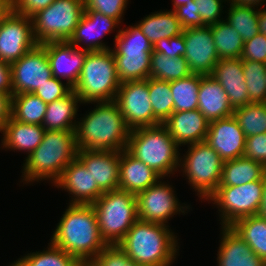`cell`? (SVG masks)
<instances>
[{"label": "cell", "mask_w": 266, "mask_h": 266, "mask_svg": "<svg viewBox=\"0 0 266 266\" xmlns=\"http://www.w3.org/2000/svg\"><path fill=\"white\" fill-rule=\"evenodd\" d=\"M229 1L230 5H241V6L254 8L256 6L262 5V2L264 5V2L266 0H229Z\"/></svg>", "instance_id": "obj_52"}, {"label": "cell", "mask_w": 266, "mask_h": 266, "mask_svg": "<svg viewBox=\"0 0 266 266\" xmlns=\"http://www.w3.org/2000/svg\"><path fill=\"white\" fill-rule=\"evenodd\" d=\"M71 90L72 87L67 83L63 84L61 79H57L53 76L43 85L39 86L33 94L40 97L46 104H49L55 100L63 98Z\"/></svg>", "instance_id": "obj_43"}, {"label": "cell", "mask_w": 266, "mask_h": 266, "mask_svg": "<svg viewBox=\"0 0 266 266\" xmlns=\"http://www.w3.org/2000/svg\"><path fill=\"white\" fill-rule=\"evenodd\" d=\"M77 266H94L92 262H80Z\"/></svg>", "instance_id": "obj_57"}, {"label": "cell", "mask_w": 266, "mask_h": 266, "mask_svg": "<svg viewBox=\"0 0 266 266\" xmlns=\"http://www.w3.org/2000/svg\"><path fill=\"white\" fill-rule=\"evenodd\" d=\"M11 9L10 0H0V19Z\"/></svg>", "instance_id": "obj_55"}, {"label": "cell", "mask_w": 266, "mask_h": 266, "mask_svg": "<svg viewBox=\"0 0 266 266\" xmlns=\"http://www.w3.org/2000/svg\"><path fill=\"white\" fill-rule=\"evenodd\" d=\"M205 142L227 161L244 155L246 136L232 115L211 121Z\"/></svg>", "instance_id": "obj_17"}, {"label": "cell", "mask_w": 266, "mask_h": 266, "mask_svg": "<svg viewBox=\"0 0 266 266\" xmlns=\"http://www.w3.org/2000/svg\"><path fill=\"white\" fill-rule=\"evenodd\" d=\"M197 8V14L202 18L206 26H211L217 22L223 21V2L226 0H194Z\"/></svg>", "instance_id": "obj_44"}, {"label": "cell", "mask_w": 266, "mask_h": 266, "mask_svg": "<svg viewBox=\"0 0 266 266\" xmlns=\"http://www.w3.org/2000/svg\"><path fill=\"white\" fill-rule=\"evenodd\" d=\"M114 39L115 47L111 50L119 82L149 78L153 45L139 26L136 24L124 30L120 29Z\"/></svg>", "instance_id": "obj_8"}, {"label": "cell", "mask_w": 266, "mask_h": 266, "mask_svg": "<svg viewBox=\"0 0 266 266\" xmlns=\"http://www.w3.org/2000/svg\"><path fill=\"white\" fill-rule=\"evenodd\" d=\"M182 33L186 48L184 58L190 71L193 74L211 75L220 60L212 36V27L185 28Z\"/></svg>", "instance_id": "obj_16"}, {"label": "cell", "mask_w": 266, "mask_h": 266, "mask_svg": "<svg viewBox=\"0 0 266 266\" xmlns=\"http://www.w3.org/2000/svg\"><path fill=\"white\" fill-rule=\"evenodd\" d=\"M77 151L75 131L46 130L40 145L24 160L21 182L50 180L55 183L77 157Z\"/></svg>", "instance_id": "obj_4"}, {"label": "cell", "mask_w": 266, "mask_h": 266, "mask_svg": "<svg viewBox=\"0 0 266 266\" xmlns=\"http://www.w3.org/2000/svg\"><path fill=\"white\" fill-rule=\"evenodd\" d=\"M257 215L266 219V175L264 176L263 197Z\"/></svg>", "instance_id": "obj_54"}, {"label": "cell", "mask_w": 266, "mask_h": 266, "mask_svg": "<svg viewBox=\"0 0 266 266\" xmlns=\"http://www.w3.org/2000/svg\"><path fill=\"white\" fill-rule=\"evenodd\" d=\"M172 185L162 182L153 184L136 195L138 219L165 224L176 214H185L188 205L182 206Z\"/></svg>", "instance_id": "obj_13"}, {"label": "cell", "mask_w": 266, "mask_h": 266, "mask_svg": "<svg viewBox=\"0 0 266 266\" xmlns=\"http://www.w3.org/2000/svg\"><path fill=\"white\" fill-rule=\"evenodd\" d=\"M200 74L170 82V89L174 100V111L196 110L198 108V90Z\"/></svg>", "instance_id": "obj_37"}, {"label": "cell", "mask_w": 266, "mask_h": 266, "mask_svg": "<svg viewBox=\"0 0 266 266\" xmlns=\"http://www.w3.org/2000/svg\"><path fill=\"white\" fill-rule=\"evenodd\" d=\"M174 12L183 29L206 26L203 23L201 16L197 14V8L194 0L186 3V5L177 7Z\"/></svg>", "instance_id": "obj_48"}, {"label": "cell", "mask_w": 266, "mask_h": 266, "mask_svg": "<svg viewBox=\"0 0 266 266\" xmlns=\"http://www.w3.org/2000/svg\"><path fill=\"white\" fill-rule=\"evenodd\" d=\"M10 68L13 95L34 93L53 77L46 50L41 44L10 64Z\"/></svg>", "instance_id": "obj_14"}, {"label": "cell", "mask_w": 266, "mask_h": 266, "mask_svg": "<svg viewBox=\"0 0 266 266\" xmlns=\"http://www.w3.org/2000/svg\"><path fill=\"white\" fill-rule=\"evenodd\" d=\"M79 96L72 89L66 96L47 104L42 127L45 130L75 131Z\"/></svg>", "instance_id": "obj_28"}, {"label": "cell", "mask_w": 266, "mask_h": 266, "mask_svg": "<svg viewBox=\"0 0 266 266\" xmlns=\"http://www.w3.org/2000/svg\"><path fill=\"white\" fill-rule=\"evenodd\" d=\"M209 124L208 119L198 109L173 111L163 123L179 146L205 141Z\"/></svg>", "instance_id": "obj_22"}, {"label": "cell", "mask_w": 266, "mask_h": 266, "mask_svg": "<svg viewBox=\"0 0 266 266\" xmlns=\"http://www.w3.org/2000/svg\"><path fill=\"white\" fill-rule=\"evenodd\" d=\"M233 116L246 137L266 133V102H251L237 107L233 111Z\"/></svg>", "instance_id": "obj_36"}, {"label": "cell", "mask_w": 266, "mask_h": 266, "mask_svg": "<svg viewBox=\"0 0 266 266\" xmlns=\"http://www.w3.org/2000/svg\"><path fill=\"white\" fill-rule=\"evenodd\" d=\"M10 266H19V265H18L17 262L15 261L14 263L10 264Z\"/></svg>", "instance_id": "obj_58"}, {"label": "cell", "mask_w": 266, "mask_h": 266, "mask_svg": "<svg viewBox=\"0 0 266 266\" xmlns=\"http://www.w3.org/2000/svg\"><path fill=\"white\" fill-rule=\"evenodd\" d=\"M197 109L209 122L232 116L234 111L221 84L211 75L201 74Z\"/></svg>", "instance_id": "obj_26"}, {"label": "cell", "mask_w": 266, "mask_h": 266, "mask_svg": "<svg viewBox=\"0 0 266 266\" xmlns=\"http://www.w3.org/2000/svg\"><path fill=\"white\" fill-rule=\"evenodd\" d=\"M92 206L101 237L107 245L119 244L138 220L136 195L124 190L105 192Z\"/></svg>", "instance_id": "obj_7"}, {"label": "cell", "mask_w": 266, "mask_h": 266, "mask_svg": "<svg viewBox=\"0 0 266 266\" xmlns=\"http://www.w3.org/2000/svg\"><path fill=\"white\" fill-rule=\"evenodd\" d=\"M152 45L158 40L178 36L183 28L174 11H158L143 18L138 24Z\"/></svg>", "instance_id": "obj_30"}, {"label": "cell", "mask_w": 266, "mask_h": 266, "mask_svg": "<svg viewBox=\"0 0 266 266\" xmlns=\"http://www.w3.org/2000/svg\"><path fill=\"white\" fill-rule=\"evenodd\" d=\"M150 61V77L155 79L171 82L192 74L184 56L172 58L162 53L152 52Z\"/></svg>", "instance_id": "obj_34"}, {"label": "cell", "mask_w": 266, "mask_h": 266, "mask_svg": "<svg viewBox=\"0 0 266 266\" xmlns=\"http://www.w3.org/2000/svg\"><path fill=\"white\" fill-rule=\"evenodd\" d=\"M168 227L138 219L118 245L139 266H170L179 246Z\"/></svg>", "instance_id": "obj_3"}, {"label": "cell", "mask_w": 266, "mask_h": 266, "mask_svg": "<svg viewBox=\"0 0 266 266\" xmlns=\"http://www.w3.org/2000/svg\"><path fill=\"white\" fill-rule=\"evenodd\" d=\"M53 185L72 195L70 204L92 205L103 194L90 171L77 157L63 170Z\"/></svg>", "instance_id": "obj_21"}, {"label": "cell", "mask_w": 266, "mask_h": 266, "mask_svg": "<svg viewBox=\"0 0 266 266\" xmlns=\"http://www.w3.org/2000/svg\"><path fill=\"white\" fill-rule=\"evenodd\" d=\"M127 3L128 0H84V10L101 12L121 23Z\"/></svg>", "instance_id": "obj_42"}, {"label": "cell", "mask_w": 266, "mask_h": 266, "mask_svg": "<svg viewBox=\"0 0 266 266\" xmlns=\"http://www.w3.org/2000/svg\"><path fill=\"white\" fill-rule=\"evenodd\" d=\"M77 158L90 171L94 182L105 193L119 189L121 151L78 150Z\"/></svg>", "instance_id": "obj_20"}, {"label": "cell", "mask_w": 266, "mask_h": 266, "mask_svg": "<svg viewBox=\"0 0 266 266\" xmlns=\"http://www.w3.org/2000/svg\"><path fill=\"white\" fill-rule=\"evenodd\" d=\"M37 44L31 17L10 9L0 19V60L12 64Z\"/></svg>", "instance_id": "obj_12"}, {"label": "cell", "mask_w": 266, "mask_h": 266, "mask_svg": "<svg viewBox=\"0 0 266 266\" xmlns=\"http://www.w3.org/2000/svg\"><path fill=\"white\" fill-rule=\"evenodd\" d=\"M266 166L244 156L223 162L219 186H239L252 181L262 180Z\"/></svg>", "instance_id": "obj_29"}, {"label": "cell", "mask_w": 266, "mask_h": 266, "mask_svg": "<svg viewBox=\"0 0 266 266\" xmlns=\"http://www.w3.org/2000/svg\"><path fill=\"white\" fill-rule=\"evenodd\" d=\"M84 12V0H54L31 16L38 44L68 41Z\"/></svg>", "instance_id": "obj_9"}, {"label": "cell", "mask_w": 266, "mask_h": 266, "mask_svg": "<svg viewBox=\"0 0 266 266\" xmlns=\"http://www.w3.org/2000/svg\"><path fill=\"white\" fill-rule=\"evenodd\" d=\"M258 29L259 33L266 36V9H259L258 12Z\"/></svg>", "instance_id": "obj_53"}, {"label": "cell", "mask_w": 266, "mask_h": 266, "mask_svg": "<svg viewBox=\"0 0 266 266\" xmlns=\"http://www.w3.org/2000/svg\"><path fill=\"white\" fill-rule=\"evenodd\" d=\"M45 131L42 125L22 123L11 117L0 131L2 148L26 151L28 157L42 142Z\"/></svg>", "instance_id": "obj_27"}, {"label": "cell", "mask_w": 266, "mask_h": 266, "mask_svg": "<svg viewBox=\"0 0 266 266\" xmlns=\"http://www.w3.org/2000/svg\"><path fill=\"white\" fill-rule=\"evenodd\" d=\"M225 90L231 106H245L250 102L243 74L242 59L219 60L211 74Z\"/></svg>", "instance_id": "obj_23"}, {"label": "cell", "mask_w": 266, "mask_h": 266, "mask_svg": "<svg viewBox=\"0 0 266 266\" xmlns=\"http://www.w3.org/2000/svg\"><path fill=\"white\" fill-rule=\"evenodd\" d=\"M243 74L250 102L265 103L266 102V64L242 60Z\"/></svg>", "instance_id": "obj_40"}, {"label": "cell", "mask_w": 266, "mask_h": 266, "mask_svg": "<svg viewBox=\"0 0 266 266\" xmlns=\"http://www.w3.org/2000/svg\"><path fill=\"white\" fill-rule=\"evenodd\" d=\"M119 24L116 19L106 16L101 12L84 10L68 42L79 49L89 52L109 50L111 48L106 46L100 39L103 35L113 31Z\"/></svg>", "instance_id": "obj_18"}, {"label": "cell", "mask_w": 266, "mask_h": 266, "mask_svg": "<svg viewBox=\"0 0 266 266\" xmlns=\"http://www.w3.org/2000/svg\"><path fill=\"white\" fill-rule=\"evenodd\" d=\"M223 160L205 141L188 145L186 155L180 158L179 168L200 199L215 192L222 176Z\"/></svg>", "instance_id": "obj_10"}, {"label": "cell", "mask_w": 266, "mask_h": 266, "mask_svg": "<svg viewBox=\"0 0 266 266\" xmlns=\"http://www.w3.org/2000/svg\"><path fill=\"white\" fill-rule=\"evenodd\" d=\"M50 241L79 262H91L107 245L93 206L70 203Z\"/></svg>", "instance_id": "obj_1"}, {"label": "cell", "mask_w": 266, "mask_h": 266, "mask_svg": "<svg viewBox=\"0 0 266 266\" xmlns=\"http://www.w3.org/2000/svg\"><path fill=\"white\" fill-rule=\"evenodd\" d=\"M264 179L239 186H218L207 199L220 212L222 226H231L237 220L257 215L263 197Z\"/></svg>", "instance_id": "obj_11"}, {"label": "cell", "mask_w": 266, "mask_h": 266, "mask_svg": "<svg viewBox=\"0 0 266 266\" xmlns=\"http://www.w3.org/2000/svg\"><path fill=\"white\" fill-rule=\"evenodd\" d=\"M231 227L266 263V219L252 215L237 220Z\"/></svg>", "instance_id": "obj_31"}, {"label": "cell", "mask_w": 266, "mask_h": 266, "mask_svg": "<svg viewBox=\"0 0 266 266\" xmlns=\"http://www.w3.org/2000/svg\"><path fill=\"white\" fill-rule=\"evenodd\" d=\"M212 36L220 60L241 58L244 41L226 21L211 25Z\"/></svg>", "instance_id": "obj_33"}, {"label": "cell", "mask_w": 266, "mask_h": 266, "mask_svg": "<svg viewBox=\"0 0 266 266\" xmlns=\"http://www.w3.org/2000/svg\"><path fill=\"white\" fill-rule=\"evenodd\" d=\"M221 228L222 237L217 254L218 266H263L265 264L231 226Z\"/></svg>", "instance_id": "obj_24"}, {"label": "cell", "mask_w": 266, "mask_h": 266, "mask_svg": "<svg viewBox=\"0 0 266 266\" xmlns=\"http://www.w3.org/2000/svg\"><path fill=\"white\" fill-rule=\"evenodd\" d=\"M148 92L154 113V126L163 124L174 111L170 82L149 77Z\"/></svg>", "instance_id": "obj_35"}, {"label": "cell", "mask_w": 266, "mask_h": 266, "mask_svg": "<svg viewBox=\"0 0 266 266\" xmlns=\"http://www.w3.org/2000/svg\"><path fill=\"white\" fill-rule=\"evenodd\" d=\"M50 63L52 74L57 79H65L70 87H74L89 51L79 49L68 41L47 42L41 44Z\"/></svg>", "instance_id": "obj_19"}, {"label": "cell", "mask_w": 266, "mask_h": 266, "mask_svg": "<svg viewBox=\"0 0 266 266\" xmlns=\"http://www.w3.org/2000/svg\"><path fill=\"white\" fill-rule=\"evenodd\" d=\"M153 52L162 53L172 58L184 56L186 48L183 33L170 39L164 38L158 40L153 45Z\"/></svg>", "instance_id": "obj_46"}, {"label": "cell", "mask_w": 266, "mask_h": 266, "mask_svg": "<svg viewBox=\"0 0 266 266\" xmlns=\"http://www.w3.org/2000/svg\"><path fill=\"white\" fill-rule=\"evenodd\" d=\"M10 2L13 11L31 17L39 10L48 7L54 0H10Z\"/></svg>", "instance_id": "obj_49"}, {"label": "cell", "mask_w": 266, "mask_h": 266, "mask_svg": "<svg viewBox=\"0 0 266 266\" xmlns=\"http://www.w3.org/2000/svg\"><path fill=\"white\" fill-rule=\"evenodd\" d=\"M193 0H173V9L172 11H174L177 7L181 6V5H186V3L188 2H192Z\"/></svg>", "instance_id": "obj_56"}, {"label": "cell", "mask_w": 266, "mask_h": 266, "mask_svg": "<svg viewBox=\"0 0 266 266\" xmlns=\"http://www.w3.org/2000/svg\"><path fill=\"white\" fill-rule=\"evenodd\" d=\"M243 156L266 166V133L246 137Z\"/></svg>", "instance_id": "obj_47"}, {"label": "cell", "mask_w": 266, "mask_h": 266, "mask_svg": "<svg viewBox=\"0 0 266 266\" xmlns=\"http://www.w3.org/2000/svg\"><path fill=\"white\" fill-rule=\"evenodd\" d=\"M0 92L12 97L10 64L0 60Z\"/></svg>", "instance_id": "obj_50"}, {"label": "cell", "mask_w": 266, "mask_h": 266, "mask_svg": "<svg viewBox=\"0 0 266 266\" xmlns=\"http://www.w3.org/2000/svg\"><path fill=\"white\" fill-rule=\"evenodd\" d=\"M119 170V189L134 195L145 191L163 178L154 169L134 158L126 150L121 151Z\"/></svg>", "instance_id": "obj_25"}, {"label": "cell", "mask_w": 266, "mask_h": 266, "mask_svg": "<svg viewBox=\"0 0 266 266\" xmlns=\"http://www.w3.org/2000/svg\"><path fill=\"white\" fill-rule=\"evenodd\" d=\"M112 50L88 52L78 82L72 88L81 103L114 101L120 87Z\"/></svg>", "instance_id": "obj_6"}, {"label": "cell", "mask_w": 266, "mask_h": 266, "mask_svg": "<svg viewBox=\"0 0 266 266\" xmlns=\"http://www.w3.org/2000/svg\"><path fill=\"white\" fill-rule=\"evenodd\" d=\"M94 266H139L118 245H106L91 261Z\"/></svg>", "instance_id": "obj_41"}, {"label": "cell", "mask_w": 266, "mask_h": 266, "mask_svg": "<svg viewBox=\"0 0 266 266\" xmlns=\"http://www.w3.org/2000/svg\"><path fill=\"white\" fill-rule=\"evenodd\" d=\"M77 122L75 130L78 150H126L131 129L115 101H101Z\"/></svg>", "instance_id": "obj_2"}, {"label": "cell", "mask_w": 266, "mask_h": 266, "mask_svg": "<svg viewBox=\"0 0 266 266\" xmlns=\"http://www.w3.org/2000/svg\"><path fill=\"white\" fill-rule=\"evenodd\" d=\"M47 104L33 93L11 97V117L22 123L42 125Z\"/></svg>", "instance_id": "obj_32"}, {"label": "cell", "mask_w": 266, "mask_h": 266, "mask_svg": "<svg viewBox=\"0 0 266 266\" xmlns=\"http://www.w3.org/2000/svg\"><path fill=\"white\" fill-rule=\"evenodd\" d=\"M241 59L266 64V36L258 33L245 41Z\"/></svg>", "instance_id": "obj_45"}, {"label": "cell", "mask_w": 266, "mask_h": 266, "mask_svg": "<svg viewBox=\"0 0 266 266\" xmlns=\"http://www.w3.org/2000/svg\"><path fill=\"white\" fill-rule=\"evenodd\" d=\"M241 5H230L226 21L240 34L243 41L252 39L259 33L258 12L259 9Z\"/></svg>", "instance_id": "obj_38"}, {"label": "cell", "mask_w": 266, "mask_h": 266, "mask_svg": "<svg viewBox=\"0 0 266 266\" xmlns=\"http://www.w3.org/2000/svg\"><path fill=\"white\" fill-rule=\"evenodd\" d=\"M11 118V97L0 92V131Z\"/></svg>", "instance_id": "obj_51"}, {"label": "cell", "mask_w": 266, "mask_h": 266, "mask_svg": "<svg viewBox=\"0 0 266 266\" xmlns=\"http://www.w3.org/2000/svg\"><path fill=\"white\" fill-rule=\"evenodd\" d=\"M179 145L163 124L132 129L126 151L164 177L179 169ZM177 169V170H176Z\"/></svg>", "instance_id": "obj_5"}, {"label": "cell", "mask_w": 266, "mask_h": 266, "mask_svg": "<svg viewBox=\"0 0 266 266\" xmlns=\"http://www.w3.org/2000/svg\"><path fill=\"white\" fill-rule=\"evenodd\" d=\"M114 101L131 130L154 126V113L148 92V78L121 83Z\"/></svg>", "instance_id": "obj_15"}, {"label": "cell", "mask_w": 266, "mask_h": 266, "mask_svg": "<svg viewBox=\"0 0 266 266\" xmlns=\"http://www.w3.org/2000/svg\"><path fill=\"white\" fill-rule=\"evenodd\" d=\"M16 262L19 266H77L80 263L52 242L47 250L28 253Z\"/></svg>", "instance_id": "obj_39"}]
</instances>
